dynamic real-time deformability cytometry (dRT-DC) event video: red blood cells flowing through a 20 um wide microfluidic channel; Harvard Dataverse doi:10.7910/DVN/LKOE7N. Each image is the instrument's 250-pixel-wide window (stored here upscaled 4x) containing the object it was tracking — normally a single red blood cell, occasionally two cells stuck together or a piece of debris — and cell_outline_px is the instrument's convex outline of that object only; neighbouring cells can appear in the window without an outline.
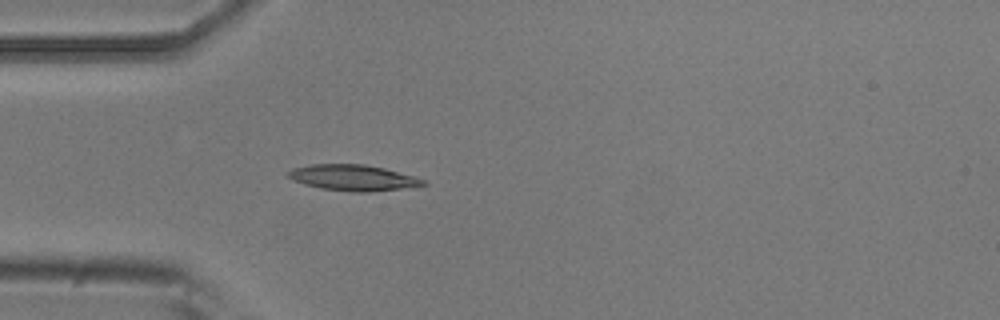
{"species": "common noctule bat (a hibernating species)", "species_latin": "Nyctalus noctula", "temperature_condition": "room temperature", "stored_images_in_passage": 4, "camera_frame_rate_fps": 3000, "um_per_image_px": 0.085, "animal": {"sex": "male", "body_mass_g": 20.5, "forearm_length_mm": 52.5}, "frame": {"image": 1, "passage_image": 4, "time_ms": 1.0, "image_size_px": [1000, 320], "cell_outline_px": [[428, 184], [400, 188], [368, 192], [352, 192], [320, 188], [304, 184], [292, 180], [284, 172], [292, 168], [312, 164], [364, 164], [384, 168], [416, 176], [424, 180]], "centroid_in_image_um": [29.96, 15.09], "position_along_channel_um": 55.0, "area_um2": 20.4}}